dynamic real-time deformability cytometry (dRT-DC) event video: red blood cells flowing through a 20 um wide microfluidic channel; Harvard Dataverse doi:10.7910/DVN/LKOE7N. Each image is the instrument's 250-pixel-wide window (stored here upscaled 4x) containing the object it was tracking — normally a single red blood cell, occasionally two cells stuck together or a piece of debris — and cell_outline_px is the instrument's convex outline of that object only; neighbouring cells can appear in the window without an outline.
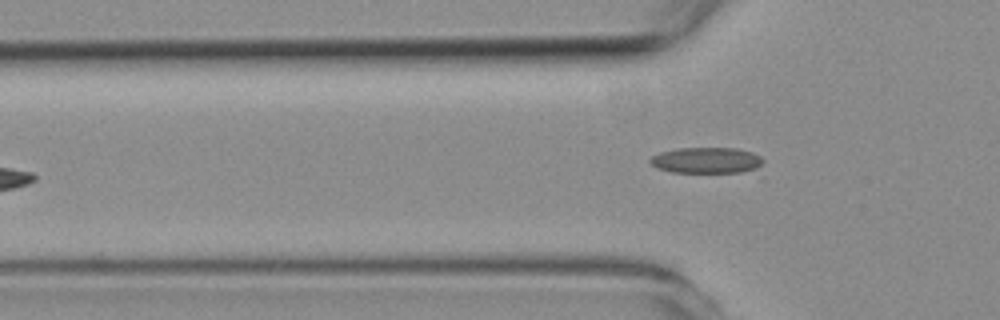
{"species": "common noctule bat (a hibernating species)", "species_latin": "Nyctalus noctula", "temperature_condition": "room temperature", "stored_images_in_passage": 4, "camera_frame_rate_fps": 3000, "um_per_image_px": 0.085, "animal": {"sex": "female", "body_mass_g": 19.3, "forearm_length_mm": 54.1}, "frame": {"image": 1, "passage_image": 4, "time_ms": 4.0, "image_size_px": [1000, 320], "cell_outline_px": [[764, 160], [756, 168], [740, 172], [672, 172], [656, 168], [648, 160], [652, 156], [660, 152], [680, 148], [736, 148], [752, 152], [760, 156]], "centroid_in_image_um": [60.02, 13.62], "position_along_channel_um": 65.8, "area_um2": 16.94}}